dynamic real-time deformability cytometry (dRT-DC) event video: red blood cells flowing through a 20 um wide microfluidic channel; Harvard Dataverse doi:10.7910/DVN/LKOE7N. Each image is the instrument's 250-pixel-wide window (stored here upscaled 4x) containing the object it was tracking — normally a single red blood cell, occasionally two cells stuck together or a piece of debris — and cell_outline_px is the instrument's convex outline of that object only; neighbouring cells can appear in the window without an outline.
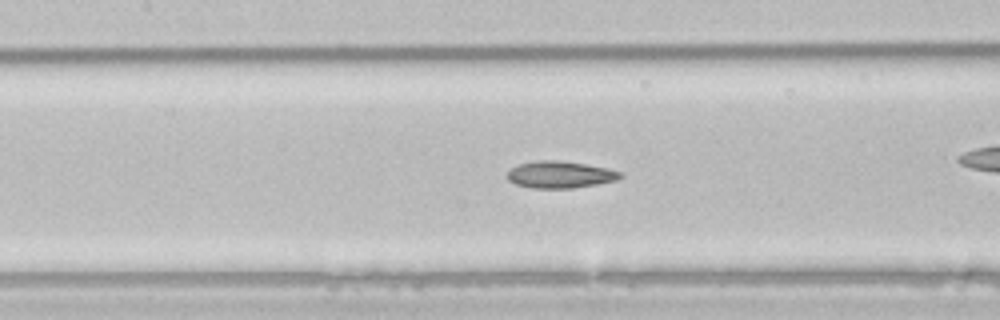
{"species": "common noctule bat (a hibernating species)", "species_latin": "Nyctalus noctula", "temperature_condition": "room temperature", "stored_images_in_passage": 52, "camera_frame_rate_fps": 3000, "um_per_image_px": 0.085, "animal": {"sex": "male", "body_mass_g": 21.5, "forearm_length_mm": 52.0}, "frame": {"image": 1, "passage_image": 23, "time_ms": 7.333, "image_size_px": [1000, 320], "cell_outline_px": [[624, 176], [616, 180], [596, 184], [572, 188], [532, 188], [516, 184], [508, 180], [508, 172], [512, 168], [520, 164], [532, 160], [560, 160], [608, 168], [620, 172]], "centroid_in_image_um": [47.6, 14.83], "position_along_channel_um": 159.8, "area_um2": 17.63}, "authors_computed_cell_mechanics": {"area_um2": 19.5364, "velocity_mm_per_s": 4.0237, "shape_relaxation_time_tau1_ms": null, "shape_relaxation_time_tau2_ms": 4.197, "deformation_change_tau1": null, "deformation_change_tau2": 0.1157}}